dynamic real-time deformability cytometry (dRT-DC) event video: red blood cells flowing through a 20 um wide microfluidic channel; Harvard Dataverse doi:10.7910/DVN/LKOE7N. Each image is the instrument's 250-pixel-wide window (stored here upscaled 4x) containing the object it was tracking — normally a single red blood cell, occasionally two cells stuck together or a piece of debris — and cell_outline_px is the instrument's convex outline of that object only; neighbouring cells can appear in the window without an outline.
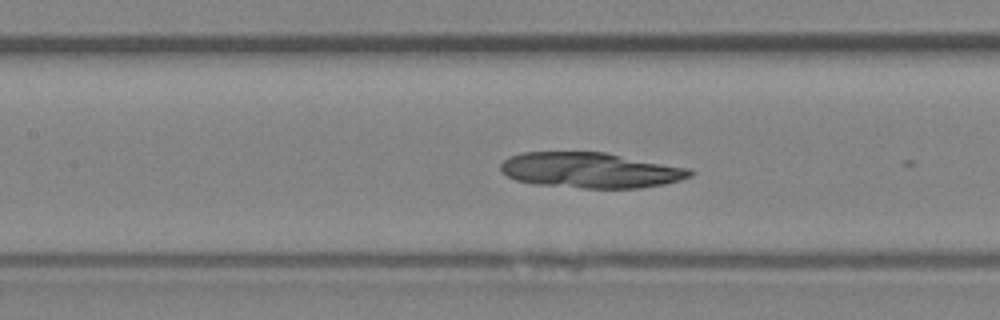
{"species": "Egyptian fruit bat (a non-hibernating species)", "species_latin": "Rousettus aegyptiacus", "temperature_condition": "room temperature", "stored_images_in_passage": 22, "camera_frame_rate_fps": 3000, "um_per_image_px": 0.085, "animal": {"sex": "female"}, "frame": {"image": 1, "passage_image": 21, "time_ms": 6.667, "image_size_px": [1000, 320], "cell_outline_px": [[696, 172], [692, 176], [680, 180], [664, 184], [640, 188], [580, 188], [536, 184], [516, 180], [500, 172], [500, 164], [508, 156], [520, 152], [604, 152], [692, 168]], "centroid_in_image_um": [50.21, 14.46], "position_along_channel_um": 157.2, "area_um2": 39.54}}